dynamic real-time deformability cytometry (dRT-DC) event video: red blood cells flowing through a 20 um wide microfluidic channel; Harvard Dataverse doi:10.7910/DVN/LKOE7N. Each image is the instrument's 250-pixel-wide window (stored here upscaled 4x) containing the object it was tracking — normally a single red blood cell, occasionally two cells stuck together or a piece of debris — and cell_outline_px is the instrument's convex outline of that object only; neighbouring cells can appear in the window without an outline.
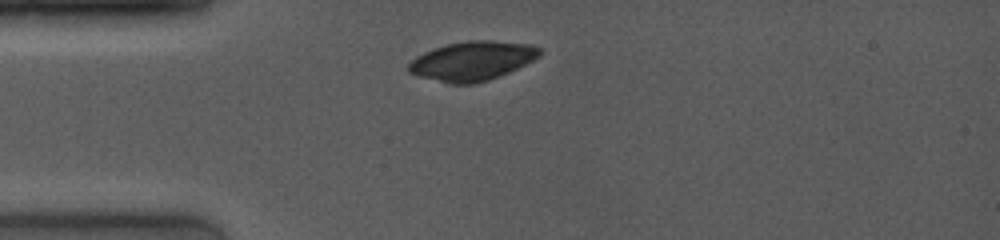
{"species": "common noctule bat (a hibernating species)", "species_latin": "Nyctalus noctula", "temperature_condition": "room temperature", "stored_images_in_passage": 6, "camera_frame_rate_fps": 4000, "um_per_image_px": 0.085, "animal": {"sex": "female", "body_mass_g": 19.0, "forearm_length_mm": 53.3}, "frame": {"image": 1, "passage_image": 1, "time_ms": 0.0, "image_size_px": [1000, 240], "cell_outline_px": [[544, 52], [540, 56], [508, 72], [488, 80], [472, 84], [448, 84], [420, 76], [408, 72], [408, 64], [416, 56], [432, 48], [448, 44], [468, 40], [492, 40], [528, 44], [540, 48]], "centroid_in_image_um": [40.13, 5.17], "position_along_channel_um": 44.9, "area_um2": 29.82}}
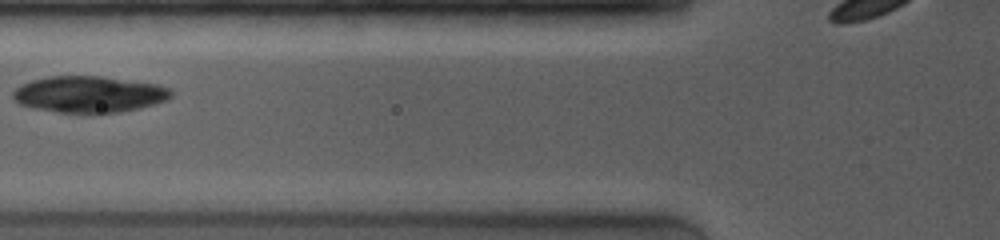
{"frame": {"image": 2, "passage_image": 4, "time_ms": 2.25, "image_size_px": [1000, 240], "cell_outline_px": [[172, 96], [168, 100], [140, 108], [120, 112], [60, 112], [32, 108], [20, 104], [12, 96], [12, 92], [20, 84], [32, 80], [48, 76], [100, 76], [160, 84], [168, 88], [172, 92]], "centroid_in_image_um": [7.58, 8.0], "position_along_channel_um": 118.2, "area_um2": 33.52}}
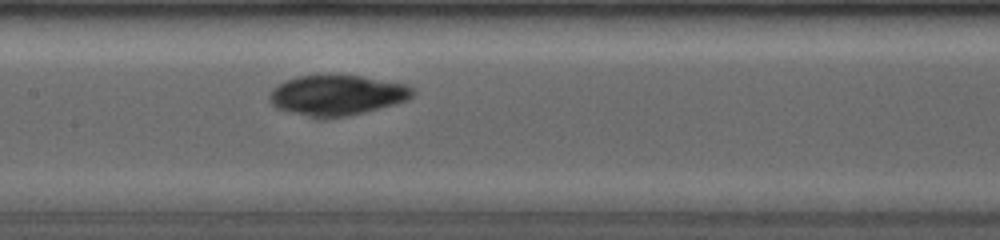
{"frame": {"image": 3, "passage_image": 6, "time_ms": 3.75, "image_size_px": [1000, 240], "cell_outline_px": [[416, 92], [408, 100], [396, 104], [348, 116], [324, 120], [316, 120], [288, 112], [276, 108], [268, 100], [268, 96], [272, 88], [276, 84], [284, 80], [296, 76], [360, 76], [408, 84], [416, 88]], "centroid_in_image_um": [28.62, 8.13], "position_along_channel_um": 178.8, "area_um2": 34.45}}